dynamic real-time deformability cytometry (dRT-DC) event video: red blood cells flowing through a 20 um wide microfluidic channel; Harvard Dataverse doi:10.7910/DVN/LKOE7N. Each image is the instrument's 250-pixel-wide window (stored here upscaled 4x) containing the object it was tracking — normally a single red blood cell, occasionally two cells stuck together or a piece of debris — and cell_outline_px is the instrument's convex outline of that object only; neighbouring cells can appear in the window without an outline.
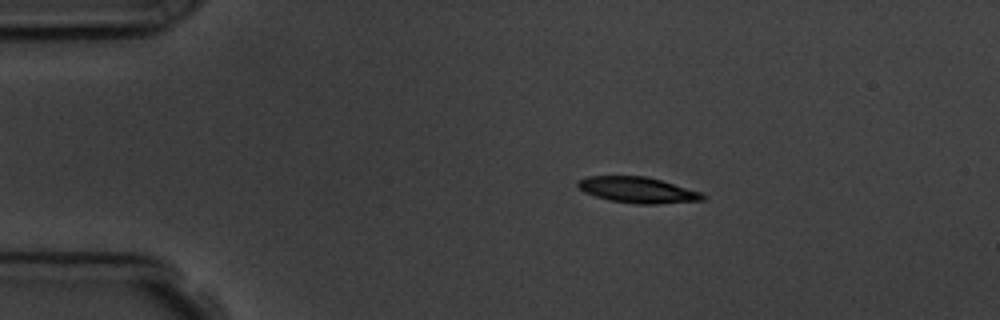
{"species": "common noctule bat (a hibernating species)", "species_latin": "Nyctalus noctula", "temperature_condition": "room temperature", "stored_images_in_passage": 10, "camera_frame_rate_fps": 3000, "um_per_image_px": 0.085, "animal": {"sex": "male", "body_mass_g": 19.5, "forearm_length_mm": 54.6}, "frame": {"image": 1, "passage_image": 2, "time_ms": 1.333, "image_size_px": [1000, 320], "cell_outline_px": [[704, 200], [656, 204], [636, 204], [608, 200], [584, 192], [576, 184], [576, 180], [588, 176], [644, 176], [660, 180], [700, 192], [704, 196]], "centroid_in_image_um": [54.14, 16.15], "position_along_channel_um": 30.9, "area_um2": 18.67}}
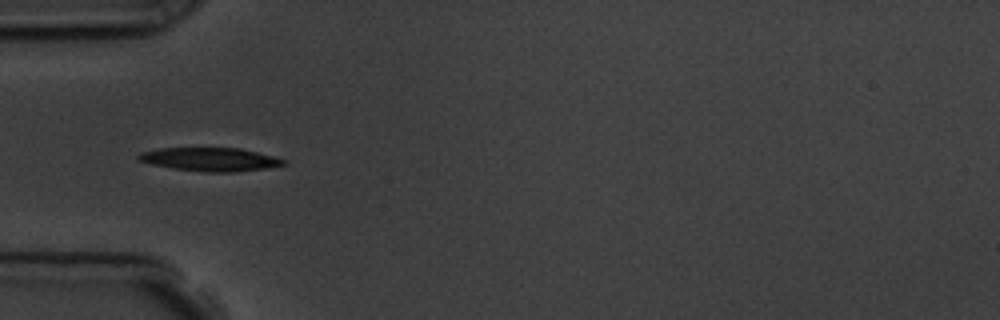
{"frame": {"image": 2, "passage_image": 4, "time_ms": 3.667, "image_size_px": [1000, 320], "cell_outline_px": [[288, 160], [284, 164], [264, 168], [232, 172], [204, 172], [176, 168], [152, 164], [136, 160], [136, 156], [140, 152], [160, 148], [240, 148]], "centroid_in_image_um": [17.82, 13.54], "position_along_channel_um": 67.2, "area_um2": 19.59}}
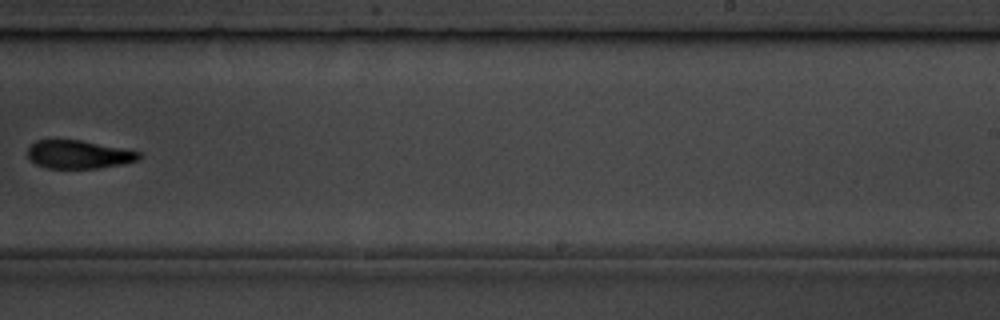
{"frame": {"image": 3, "passage_image": 9, "time_ms": 9.333, "image_size_px": [1000, 320], "cell_outline_px": [[140, 160], [124, 164], [100, 168], [48, 168], [36, 164], [28, 156], [28, 148], [36, 140], [80, 140], [140, 152]], "centroid_in_image_um": [6.7, 13.14], "position_along_channel_um": 282.3, "area_um2": 18.15}}